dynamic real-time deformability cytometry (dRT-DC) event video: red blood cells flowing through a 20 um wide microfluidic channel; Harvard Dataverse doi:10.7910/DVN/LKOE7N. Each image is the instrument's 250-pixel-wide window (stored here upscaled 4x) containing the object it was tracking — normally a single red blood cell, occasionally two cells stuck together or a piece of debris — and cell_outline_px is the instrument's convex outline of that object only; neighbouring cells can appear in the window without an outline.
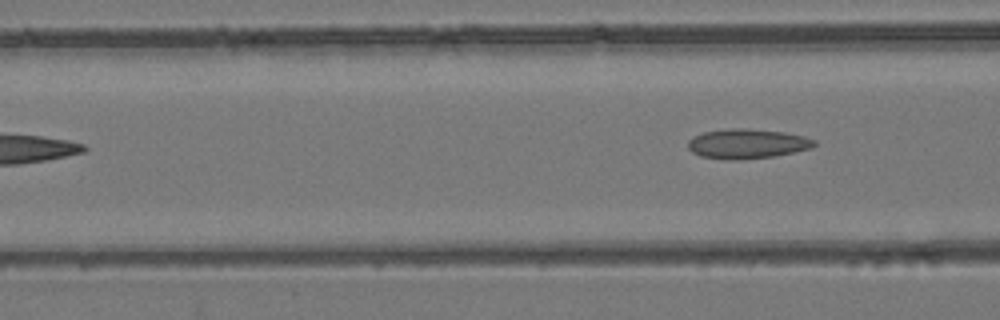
{"species": "common noctule bat (a hibernating species)", "species_latin": "Nyctalus noctula", "temperature_condition": "room temperature", "stored_images_in_passage": 4, "camera_frame_rate_fps": 3000, "um_per_image_px": 0.085, "animal": {"sex": "female", "body_mass_g": 24.6, "forearm_length_mm": 56.2}, "frame": {"image": 1, "passage_image": 4, "time_ms": 3.333, "image_size_px": [1000, 320], "cell_outline_px": [[816, 144], [812, 148], [772, 156], [732, 160], [728, 160], [700, 156], [692, 152], [688, 148], [688, 140], [692, 136], [704, 132], [732, 128], [744, 128], [784, 132], [804, 136], [816, 140]], "centroid_in_image_um": [63.49, 12.21], "position_along_channel_um": 103.1, "area_um2": 21.73}}